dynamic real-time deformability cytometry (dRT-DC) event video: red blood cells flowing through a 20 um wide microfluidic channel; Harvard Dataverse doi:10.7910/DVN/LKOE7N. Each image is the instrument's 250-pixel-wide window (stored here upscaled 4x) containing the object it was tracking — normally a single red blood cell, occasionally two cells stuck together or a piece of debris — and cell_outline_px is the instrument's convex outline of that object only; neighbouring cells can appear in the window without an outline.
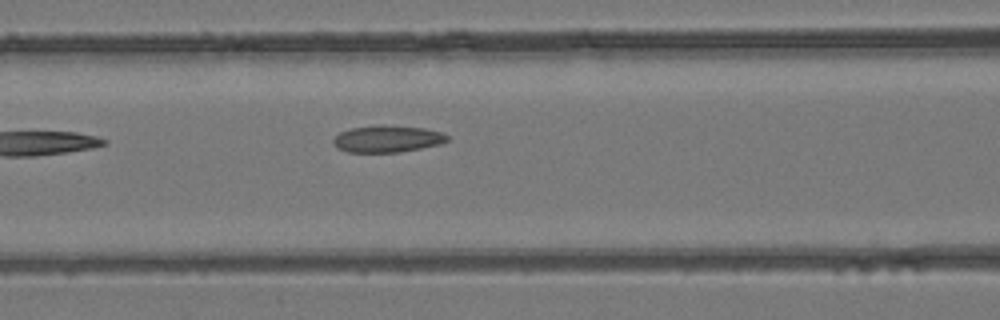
{"species": "common noctule bat (a hibernating species)", "species_latin": "Nyctalus noctula", "temperature_condition": "room temperature", "stored_images_in_passage": 4, "camera_frame_rate_fps": 3000, "um_per_image_px": 0.085, "animal": {"sex": "female", "body_mass_g": 24.6, "forearm_length_mm": 56.2}, "frame": {"image": 1, "passage_image": 4, "time_ms": 4.0, "image_size_px": [1000, 320], "cell_outline_px": [[448, 140], [440, 144], [400, 152], [348, 152], [336, 148], [332, 140], [340, 132], [352, 128], [424, 128], [440, 132], [448, 136]], "centroid_in_image_um": [32.91, 11.86], "position_along_channel_um": 133.7, "area_um2": 16.76}}